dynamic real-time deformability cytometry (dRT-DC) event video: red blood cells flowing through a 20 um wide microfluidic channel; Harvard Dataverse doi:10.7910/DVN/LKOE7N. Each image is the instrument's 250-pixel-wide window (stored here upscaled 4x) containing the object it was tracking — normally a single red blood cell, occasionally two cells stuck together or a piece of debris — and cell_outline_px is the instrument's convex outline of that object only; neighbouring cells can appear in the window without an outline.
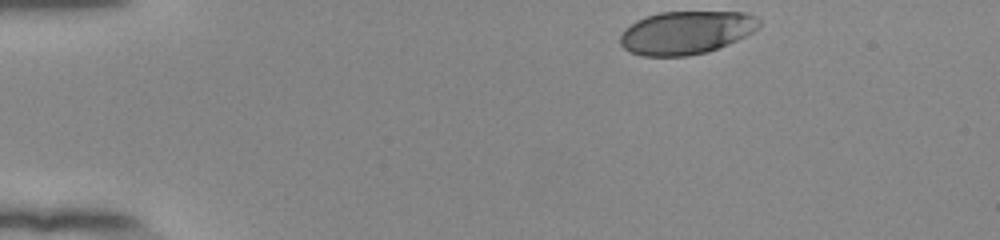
{"species": "human", "species_latin": "Homo sapiens", "temperature_condition": "room temperature", "stored_images_in_passage": 38, "camera_frame_rate_fps": 3000, "um_per_image_px": 0.085, "donor": {"sex": "female"}, "frame": {"image": 1, "passage_image": 1, "time_ms": 0.0, "image_size_px": [1000, 240], "cell_outline_px": [[760, 24], [752, 32], [728, 44], [708, 52], [688, 56], [640, 56], [628, 52], [620, 44], [620, 36], [624, 28], [636, 20], [644, 16], [660, 12], [748, 12], [756, 16], [760, 20]], "centroid_in_image_um": [58.28, 2.77], "position_along_channel_um": 26.7, "area_um2": 35.2}}
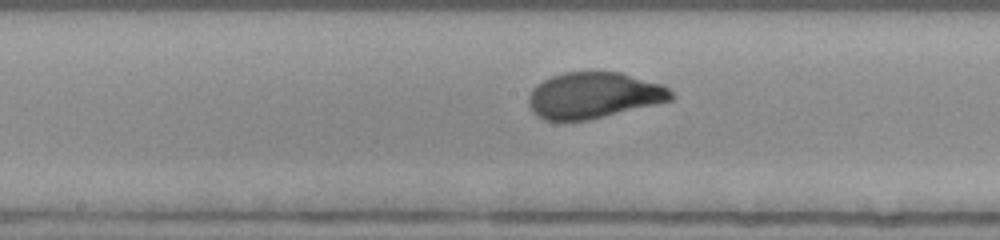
{"frame": {"image": 2, "passage_image": 21, "time_ms": 6.667, "image_size_px": [1000, 240], "cell_outline_px": [[676, 96], [672, 100], [656, 104], [588, 120], [544, 120], [536, 116], [532, 112], [528, 104], [528, 96], [532, 88], [536, 84], [552, 76], [564, 72], [620, 72], [664, 84]], "centroid_in_image_um": [50.46, 8.1], "position_along_channel_um": 197.7, "area_um2": 38.49}}
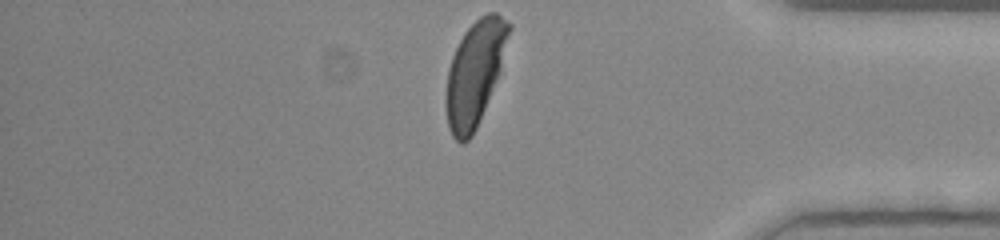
{"frame": {"image": 3, "passage_image": 38, "time_ms": 12.333, "image_size_px": [1000, 240], "cell_outline_px": [[512, 28], [500, 72], [476, 128], [472, 136], [464, 144], [460, 144], [452, 136], [448, 128], [444, 100], [444, 96], [448, 68], [452, 56], [464, 32], [480, 16], [488, 12], [496, 12], [512, 24]], "centroid_in_image_um": [40.35, 6.22], "position_along_channel_um": 394.9, "area_um2": 38.61}, "authors_computed_cell_mechanics": {"area_um2": 38.5815, "velocity_mm_per_s": 3.8534, "shape_relaxation_time_tau1_ms": 3.452, "shape_relaxation_time_tau2_ms": null, "deformation_change_tau1": 0.1706, "deformation_change_tau2": null}}